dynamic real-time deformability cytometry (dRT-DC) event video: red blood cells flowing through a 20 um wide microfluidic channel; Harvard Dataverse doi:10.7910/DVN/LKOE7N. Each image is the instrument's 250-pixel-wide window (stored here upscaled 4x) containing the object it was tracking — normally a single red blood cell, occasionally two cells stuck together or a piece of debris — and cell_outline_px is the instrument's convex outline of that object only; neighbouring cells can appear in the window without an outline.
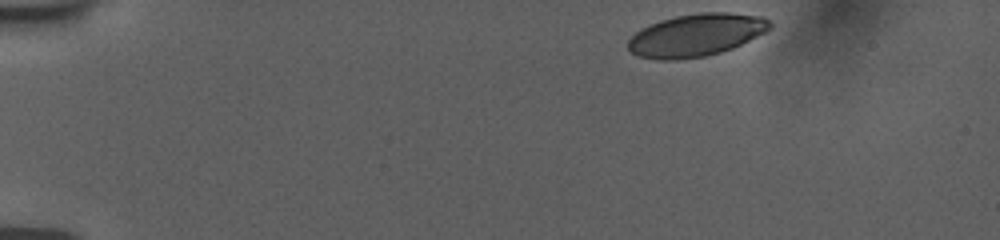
{"species": "human", "species_latin": "Homo sapiens", "temperature_condition": "room temperature", "stored_images_in_passage": 42, "camera_frame_rate_fps": 3000, "um_per_image_px": 0.085, "donor": {"sex": "female"}, "frame": {"image": 1, "passage_image": 1, "time_ms": 0.0, "image_size_px": [1000, 240], "cell_outline_px": [[772, 28], [732, 48], [720, 52], [704, 56], [672, 60], [660, 60], [636, 56], [628, 48], [628, 40], [640, 28], [660, 20], [676, 16], [700, 12], [728, 12], [764, 16], [772, 24]], "centroid_in_image_um": [59.16, 2.97], "position_along_channel_um": 25.8, "area_um2": 35.08}}
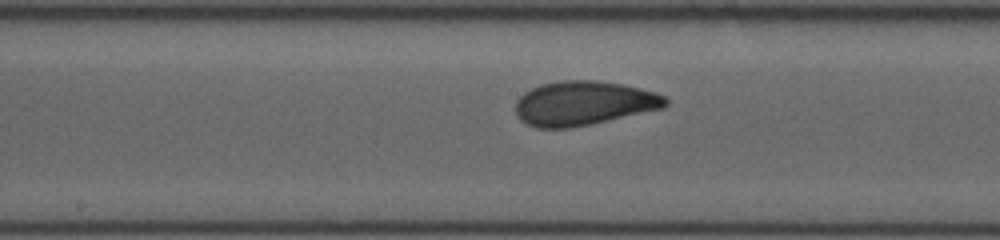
{"frame": {"image": 2, "passage_image": 23, "time_ms": 7.333, "image_size_px": [1000, 240], "cell_outline_px": [[668, 104], [664, 108], [592, 124], [572, 128], [536, 128], [520, 120], [516, 116], [516, 100], [524, 92], [540, 84], [564, 80], [596, 80], [624, 84], [656, 92], [664, 96], [668, 100]], "centroid_in_image_um": [49.61, 8.78], "position_along_channel_um": 198.6, "area_um2": 39.02}}
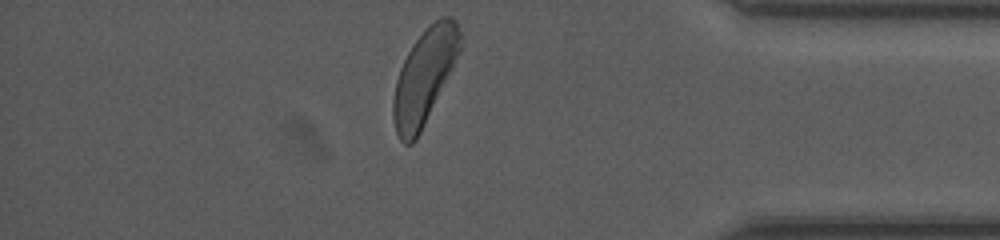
{"frame": {"image": 3, "passage_image": 41, "time_ms": 13.333, "image_size_px": [1000, 240], "cell_outline_px": [[460, 52], [416, 140], [412, 144], [404, 144], [400, 140], [396, 132], [392, 116], [392, 100], [396, 80], [400, 68], [408, 52], [416, 40], [440, 16], [452, 16], [456, 20], [460, 32]], "centroid_in_image_um": [36.05, 6.53], "position_along_channel_um": 399.2, "area_um2": 36.18}, "authors_computed_cell_mechanics": {"area_um2": 37.2232, "velocity_mm_per_s": 3.7302, "shape_relaxation_time_tau1_ms": 2.5662, "shape_relaxation_time_tau2_ms": 1.1143, "deformation_change_tau1": 0.1314, "deformation_change_tau2": 0.0727}}